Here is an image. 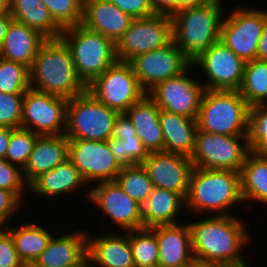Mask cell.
Segmentation results:
<instances>
[{"label":"cell","instance_id":"d6986e66","mask_svg":"<svg viewBox=\"0 0 267 267\" xmlns=\"http://www.w3.org/2000/svg\"><path fill=\"white\" fill-rule=\"evenodd\" d=\"M159 246L158 267H184L195 263L189 224L157 225L150 228Z\"/></svg>","mask_w":267,"mask_h":267},{"label":"cell","instance_id":"f546056e","mask_svg":"<svg viewBox=\"0 0 267 267\" xmlns=\"http://www.w3.org/2000/svg\"><path fill=\"white\" fill-rule=\"evenodd\" d=\"M240 183L243 201L267 204V158L250 151L240 170Z\"/></svg>","mask_w":267,"mask_h":267},{"label":"cell","instance_id":"8d00e7d4","mask_svg":"<svg viewBox=\"0 0 267 267\" xmlns=\"http://www.w3.org/2000/svg\"><path fill=\"white\" fill-rule=\"evenodd\" d=\"M55 23L63 30L77 26L83 19L84 0H41Z\"/></svg>","mask_w":267,"mask_h":267},{"label":"cell","instance_id":"8992f818","mask_svg":"<svg viewBox=\"0 0 267 267\" xmlns=\"http://www.w3.org/2000/svg\"><path fill=\"white\" fill-rule=\"evenodd\" d=\"M61 38L70 48L77 76L86 87L117 61L115 43L82 24L63 29Z\"/></svg>","mask_w":267,"mask_h":267},{"label":"cell","instance_id":"60d3db41","mask_svg":"<svg viewBox=\"0 0 267 267\" xmlns=\"http://www.w3.org/2000/svg\"><path fill=\"white\" fill-rule=\"evenodd\" d=\"M29 184L23 176V170L16 165L9 163L6 159H0V189L12 192L22 201V191Z\"/></svg>","mask_w":267,"mask_h":267},{"label":"cell","instance_id":"9f6ffc18","mask_svg":"<svg viewBox=\"0 0 267 267\" xmlns=\"http://www.w3.org/2000/svg\"><path fill=\"white\" fill-rule=\"evenodd\" d=\"M61 267H89V264H73V265H66Z\"/></svg>","mask_w":267,"mask_h":267},{"label":"cell","instance_id":"681fc988","mask_svg":"<svg viewBox=\"0 0 267 267\" xmlns=\"http://www.w3.org/2000/svg\"><path fill=\"white\" fill-rule=\"evenodd\" d=\"M11 20L12 17L8 11H0V48L3 44Z\"/></svg>","mask_w":267,"mask_h":267},{"label":"cell","instance_id":"4316f807","mask_svg":"<svg viewBox=\"0 0 267 267\" xmlns=\"http://www.w3.org/2000/svg\"><path fill=\"white\" fill-rule=\"evenodd\" d=\"M185 207V198L176 192L154 187L141 204L143 228L176 224V215Z\"/></svg>","mask_w":267,"mask_h":267},{"label":"cell","instance_id":"b9f144b4","mask_svg":"<svg viewBox=\"0 0 267 267\" xmlns=\"http://www.w3.org/2000/svg\"><path fill=\"white\" fill-rule=\"evenodd\" d=\"M0 267H26L18 256L11 233L5 227L0 232Z\"/></svg>","mask_w":267,"mask_h":267},{"label":"cell","instance_id":"4dcf8cb0","mask_svg":"<svg viewBox=\"0 0 267 267\" xmlns=\"http://www.w3.org/2000/svg\"><path fill=\"white\" fill-rule=\"evenodd\" d=\"M5 228L11 233L18 256L26 267L35 262L53 236L36 223L21 225L18 229Z\"/></svg>","mask_w":267,"mask_h":267},{"label":"cell","instance_id":"5bb4252c","mask_svg":"<svg viewBox=\"0 0 267 267\" xmlns=\"http://www.w3.org/2000/svg\"><path fill=\"white\" fill-rule=\"evenodd\" d=\"M129 63L147 93L158 83L181 75L192 65L173 40L163 48L135 56Z\"/></svg>","mask_w":267,"mask_h":267},{"label":"cell","instance_id":"ee69618b","mask_svg":"<svg viewBox=\"0 0 267 267\" xmlns=\"http://www.w3.org/2000/svg\"><path fill=\"white\" fill-rule=\"evenodd\" d=\"M20 203L21 201L12 192L0 189V221L5 226H9L7 222L20 207Z\"/></svg>","mask_w":267,"mask_h":267},{"label":"cell","instance_id":"c3c4849f","mask_svg":"<svg viewBox=\"0 0 267 267\" xmlns=\"http://www.w3.org/2000/svg\"><path fill=\"white\" fill-rule=\"evenodd\" d=\"M258 60H267V19L265 20L263 31L258 43Z\"/></svg>","mask_w":267,"mask_h":267},{"label":"cell","instance_id":"ac0fdd59","mask_svg":"<svg viewBox=\"0 0 267 267\" xmlns=\"http://www.w3.org/2000/svg\"><path fill=\"white\" fill-rule=\"evenodd\" d=\"M141 164L153 187L170 190L186 198L194 167L190 157L176 153L149 152Z\"/></svg>","mask_w":267,"mask_h":267},{"label":"cell","instance_id":"836d02e7","mask_svg":"<svg viewBox=\"0 0 267 267\" xmlns=\"http://www.w3.org/2000/svg\"><path fill=\"white\" fill-rule=\"evenodd\" d=\"M116 181L123 191L140 205L148 198L154 188L142 164L123 167Z\"/></svg>","mask_w":267,"mask_h":267},{"label":"cell","instance_id":"d6a6232c","mask_svg":"<svg viewBox=\"0 0 267 267\" xmlns=\"http://www.w3.org/2000/svg\"><path fill=\"white\" fill-rule=\"evenodd\" d=\"M129 243L135 267H158L159 246L150 228L129 231Z\"/></svg>","mask_w":267,"mask_h":267},{"label":"cell","instance_id":"277c9868","mask_svg":"<svg viewBox=\"0 0 267 267\" xmlns=\"http://www.w3.org/2000/svg\"><path fill=\"white\" fill-rule=\"evenodd\" d=\"M242 201L240 172L193 167L185 208L196 213L229 215V208Z\"/></svg>","mask_w":267,"mask_h":267},{"label":"cell","instance_id":"1f68e13d","mask_svg":"<svg viewBox=\"0 0 267 267\" xmlns=\"http://www.w3.org/2000/svg\"><path fill=\"white\" fill-rule=\"evenodd\" d=\"M238 91L249 107L266 104L267 60L255 59L246 62L243 81Z\"/></svg>","mask_w":267,"mask_h":267},{"label":"cell","instance_id":"603a6c76","mask_svg":"<svg viewBox=\"0 0 267 267\" xmlns=\"http://www.w3.org/2000/svg\"><path fill=\"white\" fill-rule=\"evenodd\" d=\"M68 159V138L61 135H39L33 146L23 176L28 184L44 172Z\"/></svg>","mask_w":267,"mask_h":267},{"label":"cell","instance_id":"7bdbcfd3","mask_svg":"<svg viewBox=\"0 0 267 267\" xmlns=\"http://www.w3.org/2000/svg\"><path fill=\"white\" fill-rule=\"evenodd\" d=\"M133 19L154 15L149 0H109Z\"/></svg>","mask_w":267,"mask_h":267},{"label":"cell","instance_id":"816d5d0a","mask_svg":"<svg viewBox=\"0 0 267 267\" xmlns=\"http://www.w3.org/2000/svg\"><path fill=\"white\" fill-rule=\"evenodd\" d=\"M252 151L261 157L267 158V133L266 137Z\"/></svg>","mask_w":267,"mask_h":267},{"label":"cell","instance_id":"9a60e30c","mask_svg":"<svg viewBox=\"0 0 267 267\" xmlns=\"http://www.w3.org/2000/svg\"><path fill=\"white\" fill-rule=\"evenodd\" d=\"M246 62L239 58L222 41H217L202 52L192 66L201 68L208 78L206 90H239Z\"/></svg>","mask_w":267,"mask_h":267},{"label":"cell","instance_id":"484cf974","mask_svg":"<svg viewBox=\"0 0 267 267\" xmlns=\"http://www.w3.org/2000/svg\"><path fill=\"white\" fill-rule=\"evenodd\" d=\"M159 121L164 136V152L190 157L195 148L197 119L160 109Z\"/></svg>","mask_w":267,"mask_h":267},{"label":"cell","instance_id":"3957f363","mask_svg":"<svg viewBox=\"0 0 267 267\" xmlns=\"http://www.w3.org/2000/svg\"><path fill=\"white\" fill-rule=\"evenodd\" d=\"M221 4V0H208L171 16L173 42L191 61L220 40Z\"/></svg>","mask_w":267,"mask_h":267},{"label":"cell","instance_id":"52a82bcc","mask_svg":"<svg viewBox=\"0 0 267 267\" xmlns=\"http://www.w3.org/2000/svg\"><path fill=\"white\" fill-rule=\"evenodd\" d=\"M118 114L86 90L68 99L64 134L68 139L107 141Z\"/></svg>","mask_w":267,"mask_h":267},{"label":"cell","instance_id":"cb8c5ba5","mask_svg":"<svg viewBox=\"0 0 267 267\" xmlns=\"http://www.w3.org/2000/svg\"><path fill=\"white\" fill-rule=\"evenodd\" d=\"M46 40L47 38L35 29L12 19L0 48V57L22 63L30 68Z\"/></svg>","mask_w":267,"mask_h":267},{"label":"cell","instance_id":"4fadbf2b","mask_svg":"<svg viewBox=\"0 0 267 267\" xmlns=\"http://www.w3.org/2000/svg\"><path fill=\"white\" fill-rule=\"evenodd\" d=\"M68 159L79 171L88 187L91 181L116 180L123 169L111 152L107 141L68 139Z\"/></svg>","mask_w":267,"mask_h":267},{"label":"cell","instance_id":"f907efd6","mask_svg":"<svg viewBox=\"0 0 267 267\" xmlns=\"http://www.w3.org/2000/svg\"><path fill=\"white\" fill-rule=\"evenodd\" d=\"M208 0H175V13L190 7L201 5Z\"/></svg>","mask_w":267,"mask_h":267},{"label":"cell","instance_id":"f1b7e54d","mask_svg":"<svg viewBox=\"0 0 267 267\" xmlns=\"http://www.w3.org/2000/svg\"><path fill=\"white\" fill-rule=\"evenodd\" d=\"M8 12L12 19L35 29L47 39L61 37L62 29L41 0H10Z\"/></svg>","mask_w":267,"mask_h":267},{"label":"cell","instance_id":"7c38bea8","mask_svg":"<svg viewBox=\"0 0 267 267\" xmlns=\"http://www.w3.org/2000/svg\"><path fill=\"white\" fill-rule=\"evenodd\" d=\"M68 99L33 88L24 93L21 128L39 135H61L66 128Z\"/></svg>","mask_w":267,"mask_h":267},{"label":"cell","instance_id":"74e56055","mask_svg":"<svg viewBox=\"0 0 267 267\" xmlns=\"http://www.w3.org/2000/svg\"><path fill=\"white\" fill-rule=\"evenodd\" d=\"M39 134L31 130L17 128L10 136L9 146L5 159L23 170L28 162L33 146Z\"/></svg>","mask_w":267,"mask_h":267},{"label":"cell","instance_id":"ab89813d","mask_svg":"<svg viewBox=\"0 0 267 267\" xmlns=\"http://www.w3.org/2000/svg\"><path fill=\"white\" fill-rule=\"evenodd\" d=\"M267 133V104L249 107L247 142L252 151Z\"/></svg>","mask_w":267,"mask_h":267},{"label":"cell","instance_id":"7402d4cb","mask_svg":"<svg viewBox=\"0 0 267 267\" xmlns=\"http://www.w3.org/2000/svg\"><path fill=\"white\" fill-rule=\"evenodd\" d=\"M89 267H135L129 243V231L125 234L87 236ZM93 262V263H92ZM92 263V264H91Z\"/></svg>","mask_w":267,"mask_h":267},{"label":"cell","instance_id":"83f0119b","mask_svg":"<svg viewBox=\"0 0 267 267\" xmlns=\"http://www.w3.org/2000/svg\"><path fill=\"white\" fill-rule=\"evenodd\" d=\"M79 171L69 159L58 164L54 169L44 172L36 177L30 184L32 193L43 197H56L74 191L85 185Z\"/></svg>","mask_w":267,"mask_h":267},{"label":"cell","instance_id":"8fae6325","mask_svg":"<svg viewBox=\"0 0 267 267\" xmlns=\"http://www.w3.org/2000/svg\"><path fill=\"white\" fill-rule=\"evenodd\" d=\"M223 18L220 41L245 62L257 59L267 11L259 9H234Z\"/></svg>","mask_w":267,"mask_h":267},{"label":"cell","instance_id":"2e32d148","mask_svg":"<svg viewBox=\"0 0 267 267\" xmlns=\"http://www.w3.org/2000/svg\"><path fill=\"white\" fill-rule=\"evenodd\" d=\"M158 83L147 94L159 109L197 119L204 86L187 72ZM188 75V76H187Z\"/></svg>","mask_w":267,"mask_h":267},{"label":"cell","instance_id":"7dc6e473","mask_svg":"<svg viewBox=\"0 0 267 267\" xmlns=\"http://www.w3.org/2000/svg\"><path fill=\"white\" fill-rule=\"evenodd\" d=\"M14 130V128L0 127V159H5L10 142V136Z\"/></svg>","mask_w":267,"mask_h":267},{"label":"cell","instance_id":"11a10c76","mask_svg":"<svg viewBox=\"0 0 267 267\" xmlns=\"http://www.w3.org/2000/svg\"><path fill=\"white\" fill-rule=\"evenodd\" d=\"M228 267H249V266H247L246 262L243 261V262L236 263V264H233V265H228Z\"/></svg>","mask_w":267,"mask_h":267},{"label":"cell","instance_id":"6f0895ef","mask_svg":"<svg viewBox=\"0 0 267 267\" xmlns=\"http://www.w3.org/2000/svg\"><path fill=\"white\" fill-rule=\"evenodd\" d=\"M5 225L0 221V232L3 230L2 228L4 227Z\"/></svg>","mask_w":267,"mask_h":267},{"label":"cell","instance_id":"e575fe53","mask_svg":"<svg viewBox=\"0 0 267 267\" xmlns=\"http://www.w3.org/2000/svg\"><path fill=\"white\" fill-rule=\"evenodd\" d=\"M29 88V67L0 57V92L24 94Z\"/></svg>","mask_w":267,"mask_h":267},{"label":"cell","instance_id":"7a4b0ae2","mask_svg":"<svg viewBox=\"0 0 267 267\" xmlns=\"http://www.w3.org/2000/svg\"><path fill=\"white\" fill-rule=\"evenodd\" d=\"M29 73L30 87L48 94L72 99L87 90L77 76L71 50L61 37L47 39L41 45Z\"/></svg>","mask_w":267,"mask_h":267},{"label":"cell","instance_id":"44dd1931","mask_svg":"<svg viewBox=\"0 0 267 267\" xmlns=\"http://www.w3.org/2000/svg\"><path fill=\"white\" fill-rule=\"evenodd\" d=\"M87 233H66L52 236L48 246L28 267H61L73 264H89L87 257Z\"/></svg>","mask_w":267,"mask_h":267},{"label":"cell","instance_id":"e0dca14e","mask_svg":"<svg viewBox=\"0 0 267 267\" xmlns=\"http://www.w3.org/2000/svg\"><path fill=\"white\" fill-rule=\"evenodd\" d=\"M89 187V199L102 209L113 223L126 231L143 228L141 205L127 195L116 180Z\"/></svg>","mask_w":267,"mask_h":267},{"label":"cell","instance_id":"6da1fadb","mask_svg":"<svg viewBox=\"0 0 267 267\" xmlns=\"http://www.w3.org/2000/svg\"><path fill=\"white\" fill-rule=\"evenodd\" d=\"M245 223L231 215L189 223L195 262L233 265L245 261L242 250L249 241Z\"/></svg>","mask_w":267,"mask_h":267},{"label":"cell","instance_id":"bcb514c9","mask_svg":"<svg viewBox=\"0 0 267 267\" xmlns=\"http://www.w3.org/2000/svg\"><path fill=\"white\" fill-rule=\"evenodd\" d=\"M155 14L172 16L175 14V0H149Z\"/></svg>","mask_w":267,"mask_h":267},{"label":"cell","instance_id":"db71d44e","mask_svg":"<svg viewBox=\"0 0 267 267\" xmlns=\"http://www.w3.org/2000/svg\"><path fill=\"white\" fill-rule=\"evenodd\" d=\"M10 0H0V11H8Z\"/></svg>","mask_w":267,"mask_h":267},{"label":"cell","instance_id":"5b68a950","mask_svg":"<svg viewBox=\"0 0 267 267\" xmlns=\"http://www.w3.org/2000/svg\"><path fill=\"white\" fill-rule=\"evenodd\" d=\"M249 106L238 90H204L197 125L199 131L247 136Z\"/></svg>","mask_w":267,"mask_h":267},{"label":"cell","instance_id":"f6af8a7d","mask_svg":"<svg viewBox=\"0 0 267 267\" xmlns=\"http://www.w3.org/2000/svg\"><path fill=\"white\" fill-rule=\"evenodd\" d=\"M128 136L137 137L136 130L129 117L125 113H120L114 120L111 138L120 139Z\"/></svg>","mask_w":267,"mask_h":267},{"label":"cell","instance_id":"d4e9b609","mask_svg":"<svg viewBox=\"0 0 267 267\" xmlns=\"http://www.w3.org/2000/svg\"><path fill=\"white\" fill-rule=\"evenodd\" d=\"M159 112L160 109L148 94L125 112L134 125L137 137L148 152H164Z\"/></svg>","mask_w":267,"mask_h":267},{"label":"cell","instance_id":"d590c367","mask_svg":"<svg viewBox=\"0 0 267 267\" xmlns=\"http://www.w3.org/2000/svg\"><path fill=\"white\" fill-rule=\"evenodd\" d=\"M111 152L122 167L141 164L149 155L138 137H121L107 140Z\"/></svg>","mask_w":267,"mask_h":267},{"label":"cell","instance_id":"ffe728a7","mask_svg":"<svg viewBox=\"0 0 267 267\" xmlns=\"http://www.w3.org/2000/svg\"><path fill=\"white\" fill-rule=\"evenodd\" d=\"M134 19L109 0H84L82 25L115 44Z\"/></svg>","mask_w":267,"mask_h":267},{"label":"cell","instance_id":"ba28073f","mask_svg":"<svg viewBox=\"0 0 267 267\" xmlns=\"http://www.w3.org/2000/svg\"><path fill=\"white\" fill-rule=\"evenodd\" d=\"M87 91L119 114L125 113L147 94L131 64L118 60L89 84Z\"/></svg>","mask_w":267,"mask_h":267},{"label":"cell","instance_id":"9c48e42d","mask_svg":"<svg viewBox=\"0 0 267 267\" xmlns=\"http://www.w3.org/2000/svg\"><path fill=\"white\" fill-rule=\"evenodd\" d=\"M249 152L247 136H226L197 130L190 159L196 168L240 172Z\"/></svg>","mask_w":267,"mask_h":267},{"label":"cell","instance_id":"30bf717a","mask_svg":"<svg viewBox=\"0 0 267 267\" xmlns=\"http://www.w3.org/2000/svg\"><path fill=\"white\" fill-rule=\"evenodd\" d=\"M172 40L171 16L137 18L115 44L116 57L118 61L129 62L139 54L167 46Z\"/></svg>","mask_w":267,"mask_h":267},{"label":"cell","instance_id":"f5cc1de1","mask_svg":"<svg viewBox=\"0 0 267 267\" xmlns=\"http://www.w3.org/2000/svg\"><path fill=\"white\" fill-rule=\"evenodd\" d=\"M193 267H228V265H222V264H204L201 262H195L193 264Z\"/></svg>","mask_w":267,"mask_h":267},{"label":"cell","instance_id":"f35d334b","mask_svg":"<svg viewBox=\"0 0 267 267\" xmlns=\"http://www.w3.org/2000/svg\"><path fill=\"white\" fill-rule=\"evenodd\" d=\"M24 94L0 92V127L21 128Z\"/></svg>","mask_w":267,"mask_h":267}]
</instances>
